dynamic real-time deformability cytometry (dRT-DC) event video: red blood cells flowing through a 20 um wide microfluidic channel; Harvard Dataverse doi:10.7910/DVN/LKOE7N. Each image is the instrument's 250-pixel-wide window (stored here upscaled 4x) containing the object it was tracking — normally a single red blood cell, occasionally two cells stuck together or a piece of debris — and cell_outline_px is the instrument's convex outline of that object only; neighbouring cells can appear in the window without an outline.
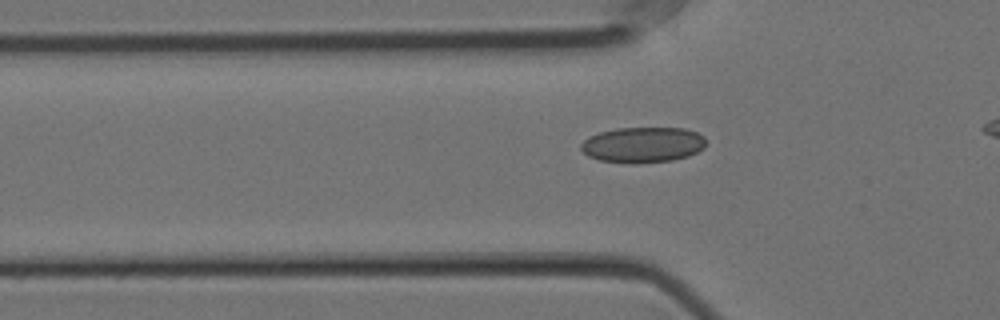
{"species": "Egyptian fruit bat (a non-hibernating species)", "species_latin": "Rousettus aegyptiacus", "temperature_condition": "cold", "stored_images_in_passage": 37, "camera_frame_rate_fps": 3000, "um_per_image_px": 0.085, "animal": {"sex": "female"}, "frame": {"image": 1, "passage_image": 9, "time_ms": 2.667, "image_size_px": [1000, 320], "cell_outline_px": [[704, 148], [688, 156], [672, 160], [636, 164], [628, 164], [600, 160], [588, 156], [580, 148], [580, 144], [588, 136], [600, 132], [616, 128], [684, 128], [696, 132], [704, 136]], "centroid_in_image_um": [54.61, 12.31], "position_along_channel_um": 71.2, "area_um2": 26.07}}
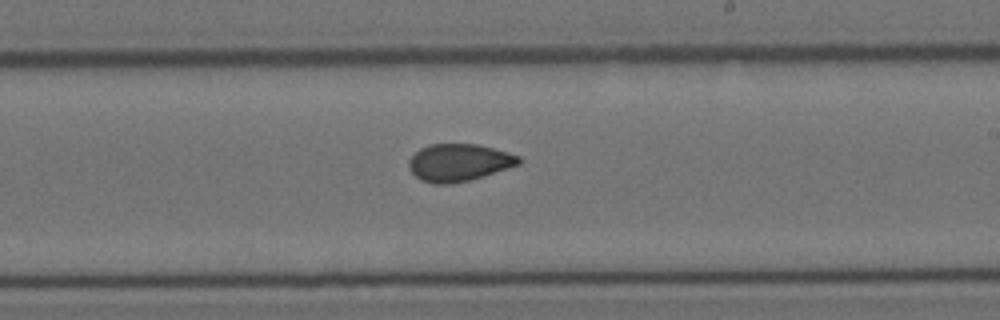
{"frame": {"image": 2, "passage_image": 24, "time_ms": 7.667, "image_size_px": [1000, 320], "cell_outline_px": [[520, 164], [468, 180], [448, 184], [436, 184], [420, 180], [408, 168], [408, 160], [420, 148], [432, 144], [476, 144], [508, 152], [520, 156]], "centroid_in_image_um": [38.97, 13.81], "position_along_channel_um": 250.0, "area_um2": 23.64}}
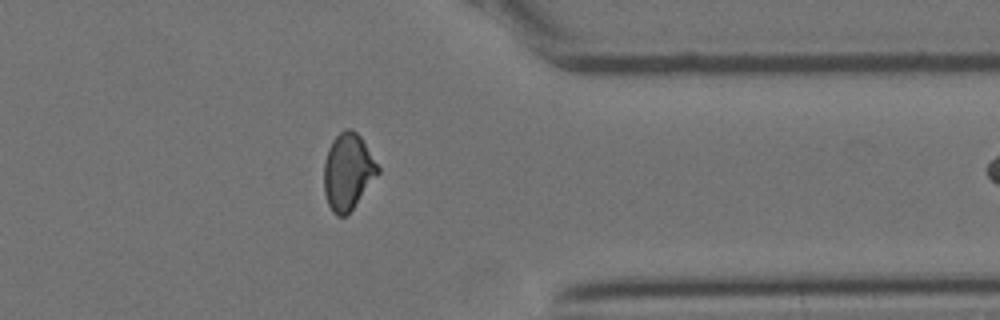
{"frame": {"image": 3, "passage_image": 36, "time_ms": 11.667, "image_size_px": [1000, 320], "cell_outline_px": [[380, 172], [352, 208], [344, 216], [336, 216], [332, 212], [328, 204], [324, 192], [324, 164], [328, 148], [332, 140], [344, 128], [352, 128], [360, 136], [380, 168]], "centroid_in_image_um": [29.56, 14.56], "position_along_channel_um": 381.8, "area_um2": 23.81}}